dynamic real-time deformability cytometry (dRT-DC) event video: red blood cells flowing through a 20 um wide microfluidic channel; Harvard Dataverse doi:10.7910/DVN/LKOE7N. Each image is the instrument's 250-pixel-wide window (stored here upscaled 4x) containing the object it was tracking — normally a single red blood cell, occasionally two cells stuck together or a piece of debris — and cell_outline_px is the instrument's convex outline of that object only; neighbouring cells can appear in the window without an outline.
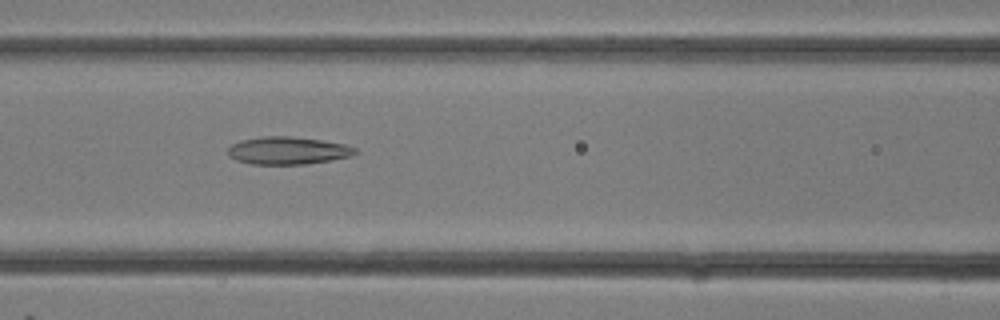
{"species": "common noctule bat (a hibernating species)", "species_latin": "Nyctalus noctula", "temperature_condition": "room temperature", "stored_images_in_passage": 30, "camera_frame_rate_fps": 3000, "um_per_image_px": 0.085, "animal": {"sex": "female"}, "frame": {"image": 1, "passage_image": 13, "time_ms": 4.0, "image_size_px": [1000, 320], "cell_outline_px": [[360, 152], [348, 156], [332, 160], [308, 164], [252, 164], [236, 160], [228, 156], [228, 148], [232, 144], [240, 140], [260, 136], [292, 136], [320, 140], [344, 144], [356, 148]], "centroid_in_image_um": [24.45, 12.79], "position_along_channel_um": 142.2, "area_um2": 20.58}}
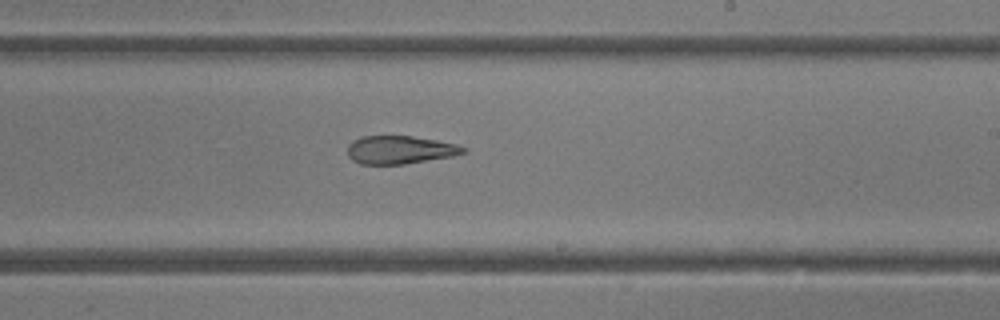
{"frame": {"image": 2, "passage_image": 18, "time_ms": 5.667, "image_size_px": [1000, 320], "cell_outline_px": [[468, 152], [452, 156], [404, 164], [360, 164], [352, 160], [348, 156], [348, 144], [352, 140], [360, 136], [412, 136], [436, 140], [456, 144], [468, 148]], "centroid_in_image_um": [33.99, 12.73], "position_along_channel_um": 255.0, "area_um2": 19.07}}
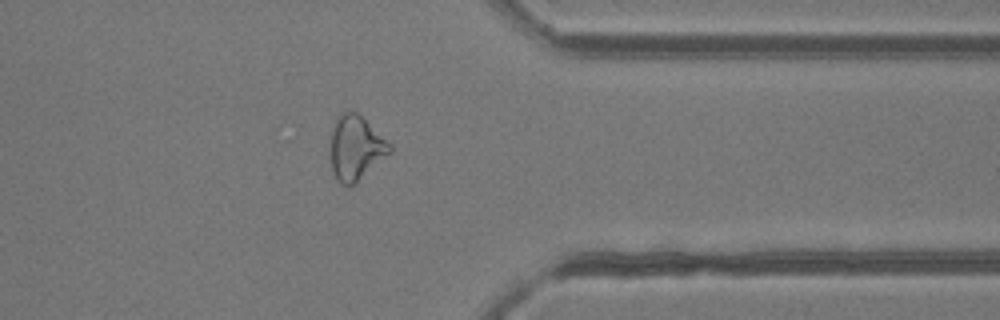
{"frame": {"image": 3, "passage_image": 24, "time_ms": 7.667, "image_size_px": [1000, 320], "cell_outline_px": [[392, 152], [356, 184], [340, 184], [336, 180], [332, 172], [328, 152], [328, 144], [332, 128], [336, 116], [340, 112], [356, 112], [392, 144]], "centroid_in_image_um": [30.19, 12.59], "position_along_channel_um": 381.2, "area_um2": 23.0}}